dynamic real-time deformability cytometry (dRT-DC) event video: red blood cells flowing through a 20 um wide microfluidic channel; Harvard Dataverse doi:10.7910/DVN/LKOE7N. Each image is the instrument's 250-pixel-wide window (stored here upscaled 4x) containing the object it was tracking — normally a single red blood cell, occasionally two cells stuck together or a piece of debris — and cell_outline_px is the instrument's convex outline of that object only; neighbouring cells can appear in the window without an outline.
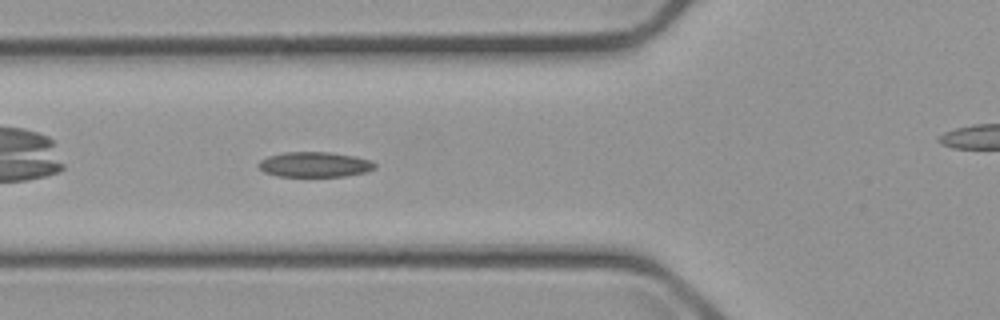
{"species": "common noctule bat (a hibernating species)", "species_latin": "Nyctalus noctula", "temperature_condition": "cold", "stored_images_in_passage": 32, "camera_frame_rate_fps": 3000, "um_per_image_px": 0.085, "animal": {"sex": "male", "body_mass_g": 23.1, "forearm_length_mm": 52.7}, "frame": {"image": 1, "passage_image": 5, "time_ms": 1.333, "image_size_px": [1000, 320], "cell_outline_px": [[376, 168], [364, 172], [344, 176], [276, 176], [264, 172], [256, 164], [260, 160], [268, 156], [284, 152], [332, 152], [356, 156], [372, 160], [376, 164]], "centroid_in_image_um": [26.75, 13.97], "position_along_channel_um": 99.1, "area_um2": 17.17}}
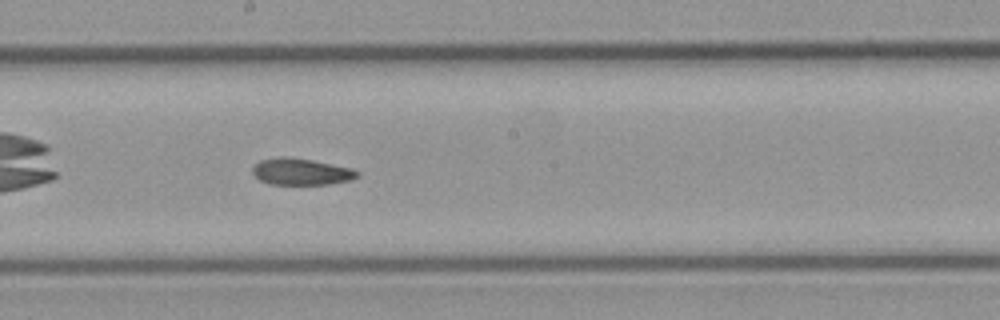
{"frame": {"image": 2, "passage_image": 15, "time_ms": 4.667, "image_size_px": [1000, 320], "cell_outline_px": [[360, 176], [352, 180], [328, 184], [268, 184], [260, 180], [252, 172], [252, 168], [260, 160], [280, 156], [288, 156], [312, 160], [352, 168], [360, 172]], "centroid_in_image_um": [25.62, 14.59], "position_along_channel_um": 222.6, "area_um2": 16.36}}
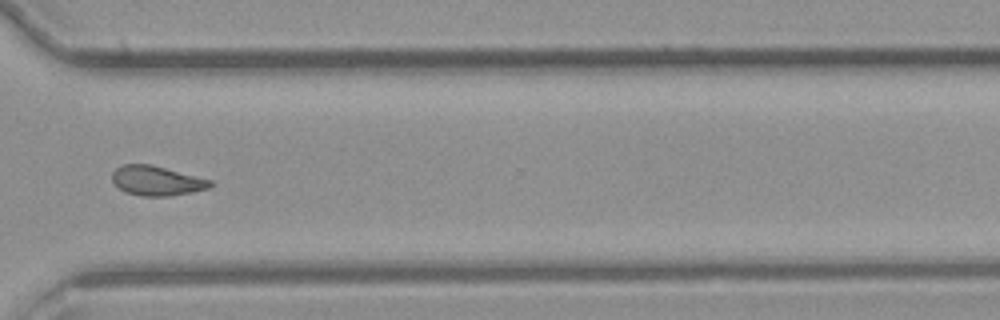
{"frame": {"image": 3, "passage_image": 26, "time_ms": 8.333, "image_size_px": [1000, 320], "cell_outline_px": [[212, 184], [208, 188], [192, 192], [172, 196], [140, 196], [124, 192], [112, 180], [112, 172], [116, 168], [124, 164], [152, 164], [212, 180]], "centroid_in_image_um": [13.31, 15.36], "position_along_channel_um": 357.3, "area_um2": 16.99}, "authors_computed_cell_mechanics": {"area_um2": 16.9354, "velocity_mm_per_s": 3.6792, "shape_relaxation_time_tau1_ms": null, "shape_relaxation_time_tau2_ms": 5.9435, "deformation_change_tau1": null, "deformation_change_tau2": 0.1293}}